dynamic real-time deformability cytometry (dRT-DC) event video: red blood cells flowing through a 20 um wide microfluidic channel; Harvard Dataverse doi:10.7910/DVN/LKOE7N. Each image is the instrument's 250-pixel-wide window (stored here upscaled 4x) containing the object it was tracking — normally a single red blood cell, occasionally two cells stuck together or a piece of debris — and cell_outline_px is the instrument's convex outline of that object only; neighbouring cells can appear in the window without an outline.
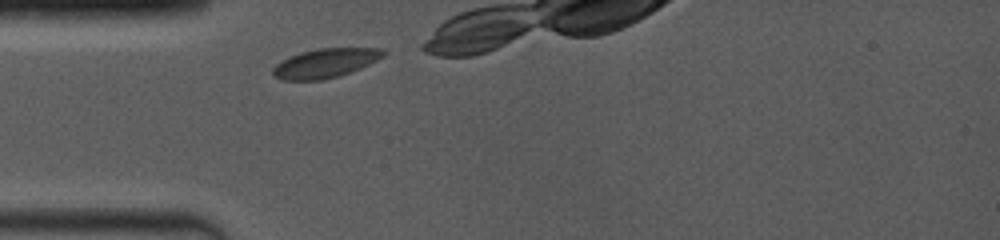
{"species": "common noctule bat (a hibernating species)", "species_latin": "Nyctalus noctula", "temperature_condition": "room temperature", "stored_images_in_passage": 1, "camera_frame_rate_fps": 4000, "um_per_image_px": 0.085, "animal": {"sex": "female", "body_mass_g": 19.0, "forearm_length_mm": 53.3}, "frame": {"image": 1, "passage_image": 1, "time_ms": 0.0, "image_size_px": [1000, 240], "cell_outline_px": [[388, 52], [384, 56], [360, 68], [324, 80], [284, 80], [272, 76], [272, 68], [276, 64], [300, 52], [320, 48], [380, 48]], "centroid_in_image_um": [27.64, 5.36], "position_along_channel_um": 57.4, "area_um2": 18.55}}